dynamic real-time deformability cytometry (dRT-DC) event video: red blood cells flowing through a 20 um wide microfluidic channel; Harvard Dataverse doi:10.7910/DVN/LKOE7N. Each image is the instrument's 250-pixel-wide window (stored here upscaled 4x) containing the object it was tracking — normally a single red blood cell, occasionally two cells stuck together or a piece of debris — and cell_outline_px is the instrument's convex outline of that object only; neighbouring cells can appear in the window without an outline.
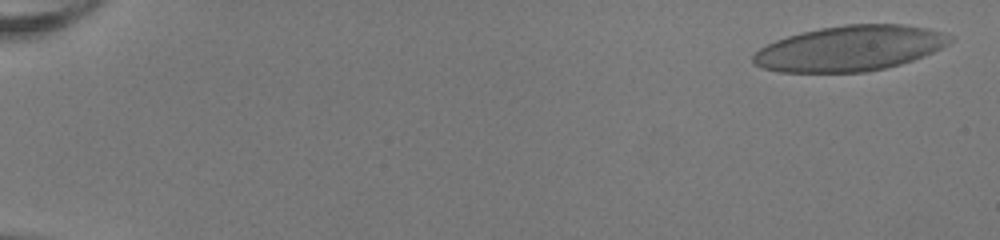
{"species": "human", "species_latin": "Homo sapiens", "temperature_condition": "room temperature", "stored_images_in_passage": 53, "camera_frame_rate_fps": 3000, "um_per_image_px": 0.085, "donor": {"sex": "female"}, "frame": {"image": 1, "passage_image": 2, "time_ms": 0.333, "image_size_px": [1000, 240], "cell_outline_px": [[956, 36], [948, 44], [924, 56], [900, 64], [884, 68], [864, 72], [780, 72], [764, 68], [752, 64], [752, 56], [760, 48], [776, 40], [800, 32], [820, 28], [844, 24], [904, 24], [928, 28]], "centroid_in_image_um": [72.25, 4.1], "position_along_channel_um": 12.7, "area_um2": 52.08}}
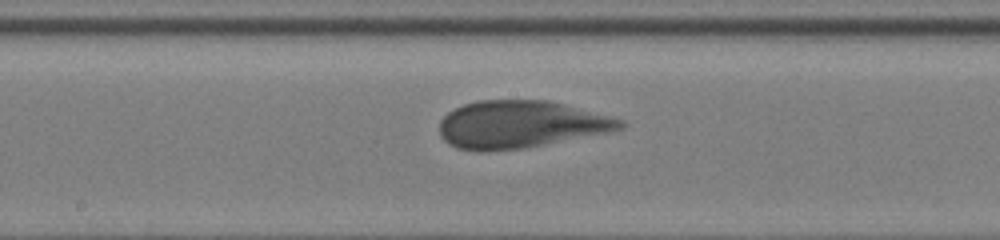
{"frame": {"image": 2, "passage_image": 30, "time_ms": 9.667, "image_size_px": [1000, 240], "cell_outline_px": [[624, 128], [608, 132], [524, 148], [484, 152], [476, 152], [456, 148], [448, 144], [440, 136], [440, 120], [448, 112], [464, 104], [476, 100], [548, 100], [624, 120]], "centroid_in_image_um": [44.18, 10.59], "position_along_channel_um": 204.0, "area_um2": 49.88}}
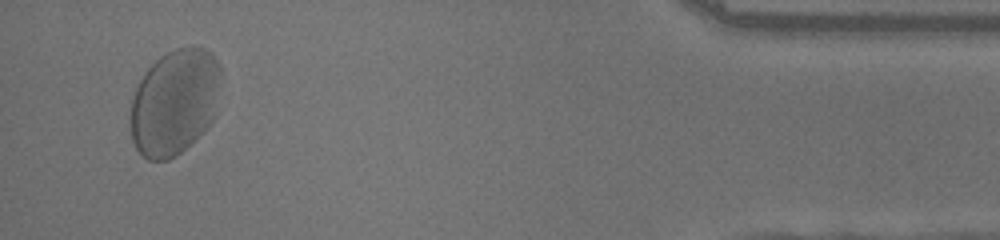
{"frame": {"image": 3, "passage_image": 51, "time_ms": 16.667, "image_size_px": [1000, 240], "cell_outline_px": [[220, 76], [212, 120], [208, 128], [196, 140], [176, 156], [168, 160], [148, 160], [136, 148], [132, 140], [128, 124], [132, 100], [136, 88], [140, 80], [148, 68], [160, 56], [176, 48], [192, 44], [204, 48], [212, 52], [220, 64]], "centroid_in_image_um": [14.82, 8.68], "position_along_channel_um": 420.4, "area_um2": 56.24}}